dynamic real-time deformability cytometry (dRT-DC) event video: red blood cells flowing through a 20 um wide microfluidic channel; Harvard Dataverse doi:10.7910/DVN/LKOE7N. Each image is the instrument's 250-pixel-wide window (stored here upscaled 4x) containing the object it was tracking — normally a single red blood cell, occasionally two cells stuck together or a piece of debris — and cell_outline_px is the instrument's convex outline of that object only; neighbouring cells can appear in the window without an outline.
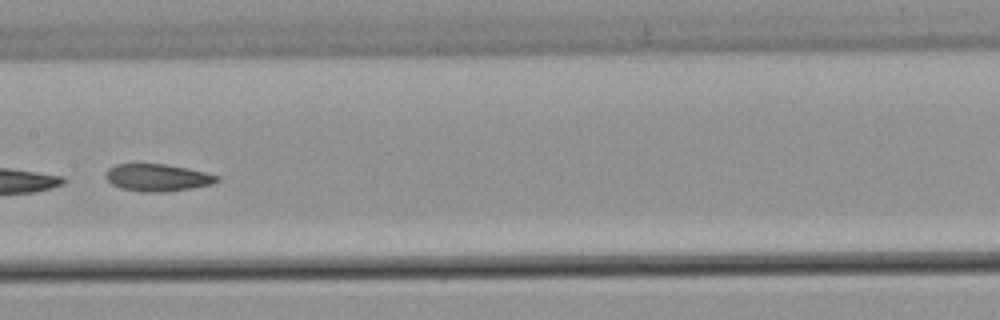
{"species": "common noctule bat (a hibernating species)", "species_latin": "Nyctalus noctula", "temperature_condition": "warm", "stored_images_in_passage": 8, "camera_frame_rate_fps": 3000, "um_per_image_px": 0.085, "animal": {"sex": "male", "body_mass_g": 21.5, "forearm_length_mm": 52.0}, "frame": {"image": 1, "passage_image": 8, "time_ms": 2.333, "image_size_px": [1000, 320], "cell_outline_px": [[220, 180], [212, 184], [192, 188], [164, 192], [140, 192], [120, 188], [112, 184], [104, 176], [108, 168], [116, 164], [164, 164], [204, 172], [220, 176]], "centroid_in_image_um": [13.37, 15.1], "position_along_channel_um": 194.0, "area_um2": 17.63}}